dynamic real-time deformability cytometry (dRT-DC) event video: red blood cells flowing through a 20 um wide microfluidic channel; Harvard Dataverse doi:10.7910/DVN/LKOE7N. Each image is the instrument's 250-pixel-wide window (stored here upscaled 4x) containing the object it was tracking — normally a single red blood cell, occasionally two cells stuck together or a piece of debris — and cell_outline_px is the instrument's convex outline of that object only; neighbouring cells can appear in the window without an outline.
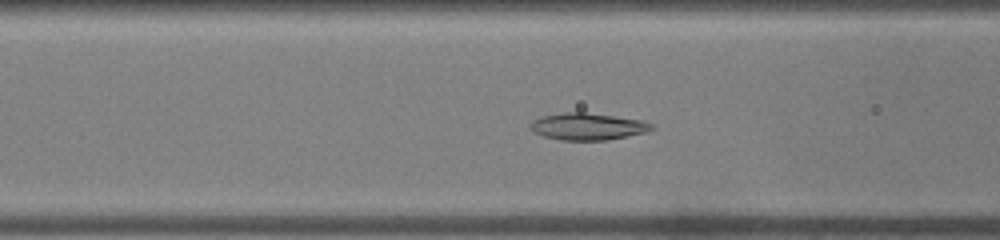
{"species": "common noctule bat (a hibernating species)", "species_latin": "Nyctalus noctula", "temperature_condition": "warm", "stored_images_in_passage": 50, "camera_frame_rate_fps": 3000, "um_per_image_px": 0.085, "animal": {"sex": "male", "body_mass_g": 19.0, "forearm_length_mm": 50.8}, "frame": {"image": 1, "passage_image": 19, "time_ms": 6.0, "image_size_px": [1000, 240], "cell_outline_px": [[656, 128], [648, 132], [608, 140], [560, 140], [544, 136], [532, 132], [528, 124], [532, 120], [544, 116], [564, 112], [584, 112], [640, 120], [652, 124]], "centroid_in_image_um": [49.94, 10.76], "position_along_channel_um": 116.7, "area_um2": 19.07}}
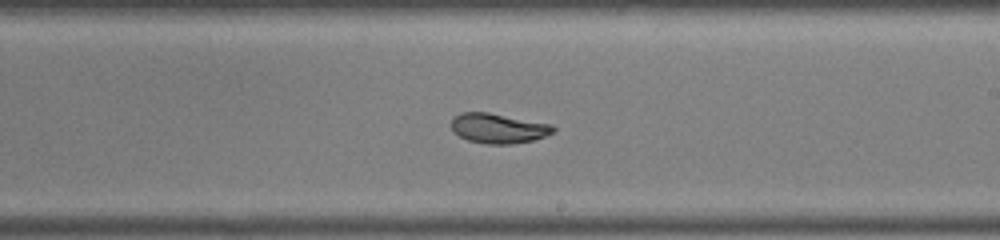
{"frame": {"image": 2, "passage_image": 29, "time_ms": 9.333, "image_size_px": [1000, 240], "cell_outline_px": [[556, 132], [532, 140], [512, 144], [488, 144], [468, 140], [452, 132], [452, 120], [460, 112], [488, 112], [552, 124], [556, 128]], "centroid_in_image_um": [42.38, 10.9], "position_along_channel_um": 246.6, "area_um2": 17.74}}
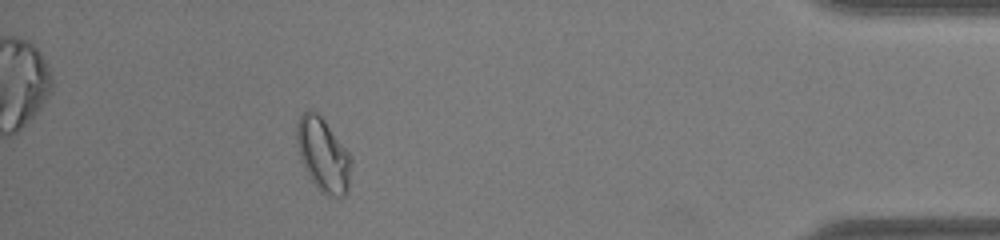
{"frame": {"image": 3, "passage_image": 45, "time_ms": 14.667, "image_size_px": [1000, 240], "cell_outline_px": [[352, 160], [348, 192], [344, 196], [328, 196], [320, 192], [316, 188], [308, 176], [300, 160], [296, 140], [296, 124], [300, 116], [308, 108], [316, 112], [324, 120], [352, 156]], "centroid_in_image_um": [27.46, 13.18], "position_along_channel_um": 407.7, "area_um2": 23.7}, "authors_computed_cell_mechanics": {"area_um2": 20.4034, "velocity_mm_per_s": 3.916, "shape_relaxation_time_tau1_ms": 5.5761, "shape_relaxation_time_tau2_ms": 2.0858, "deformation_change_tau1": 0.1443, "deformation_change_tau2": 0.0515}}